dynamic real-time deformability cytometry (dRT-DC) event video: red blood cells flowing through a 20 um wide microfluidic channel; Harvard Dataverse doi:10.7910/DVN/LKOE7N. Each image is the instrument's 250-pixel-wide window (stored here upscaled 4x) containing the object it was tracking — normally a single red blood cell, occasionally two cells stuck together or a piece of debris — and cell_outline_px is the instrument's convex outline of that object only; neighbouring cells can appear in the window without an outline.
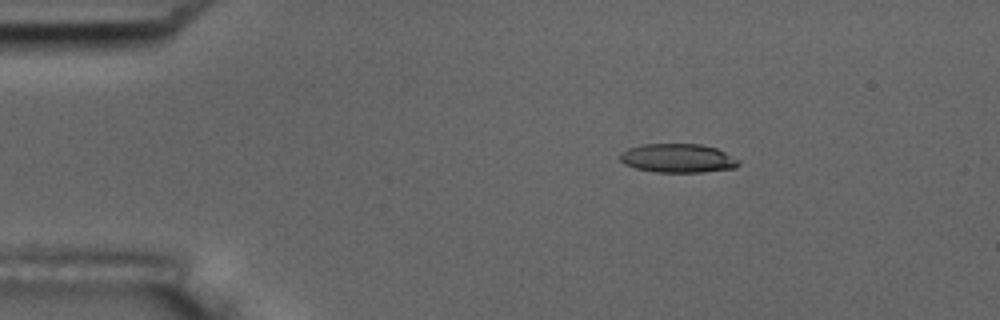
{"species": "common noctule bat (a hibernating species)", "species_latin": "Nyctalus noctula", "temperature_condition": "room temperature", "stored_images_in_passage": 4, "camera_frame_rate_fps": 3000, "um_per_image_px": 0.085, "animal": {"sex": "male", "body_mass_g": 17.5, "forearm_length_mm": 52.3}, "frame": {"image": 1, "passage_image": 3, "time_ms": 3.0, "image_size_px": [1000, 320], "cell_outline_px": [[740, 164], [736, 168], [700, 172], [656, 172], [636, 168], [624, 164], [620, 160], [620, 152], [628, 148], [640, 144], [700, 144], [716, 148], [740, 160]], "centroid_in_image_um": [57.61, 13.44], "position_along_channel_um": 27.4, "area_um2": 20.0}}